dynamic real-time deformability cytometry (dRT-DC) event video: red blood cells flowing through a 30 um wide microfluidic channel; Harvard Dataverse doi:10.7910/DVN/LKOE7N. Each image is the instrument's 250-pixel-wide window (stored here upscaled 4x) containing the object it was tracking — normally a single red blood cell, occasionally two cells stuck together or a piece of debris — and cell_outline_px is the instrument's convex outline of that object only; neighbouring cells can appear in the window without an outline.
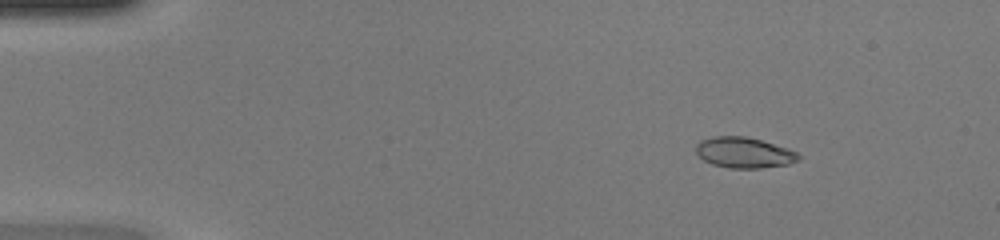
{"species": "common noctule bat (a hibernating species)", "species_latin": "Nyctalus noctula", "temperature_condition": "warm", "stored_images_in_passage": 48, "camera_frame_rate_fps": 3000, "um_per_image_px": 0.085, "animal": {"sex": "female", "body_mass_g": 20.0, "forearm_length_mm": 54.0}, "frame": {"image": 1, "passage_image": 6, "time_ms": 1.667, "image_size_px": [1000, 240], "cell_outline_px": [[800, 160], [788, 164], [760, 168], [732, 168], [712, 164], [704, 160], [696, 152], [696, 144], [700, 140], [712, 136], [744, 136], [760, 140], [788, 148], [796, 152], [800, 156]], "centroid_in_image_um": [63.24, 12.97], "position_along_channel_um": 21.8, "area_um2": 18.26}}
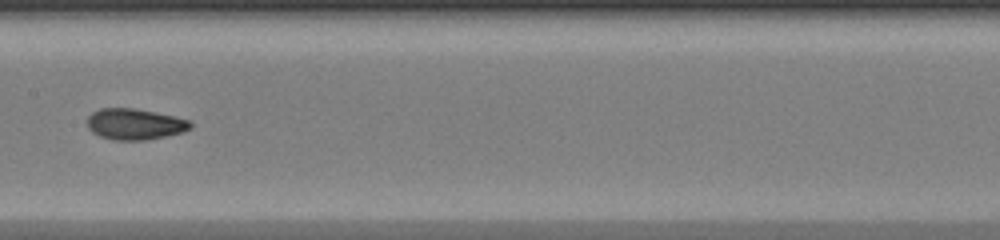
{"frame": {"image": 2, "passage_image": 25, "time_ms": 8.0, "image_size_px": [1000, 240], "cell_outline_px": [[192, 128], [184, 132], [148, 140], [112, 140], [100, 136], [92, 132], [88, 128], [88, 116], [92, 112], [100, 108], [132, 108], [176, 116], [192, 120]], "centroid_in_image_um": [11.5, 10.55], "position_along_channel_um": 195.9, "area_um2": 18.9}}
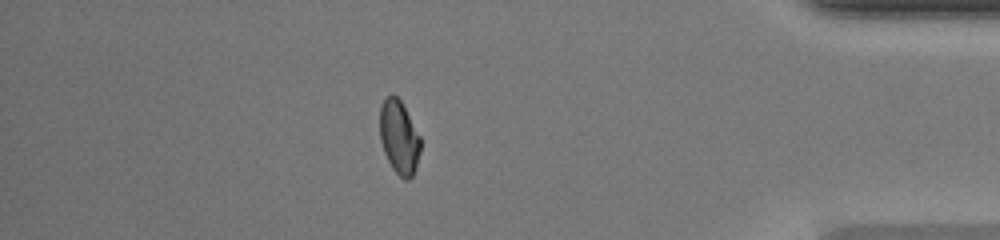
{"frame": {"image": 3, "passage_image": 42, "time_ms": 13.667, "image_size_px": [1000, 240], "cell_outline_px": [[420, 152], [416, 168], [412, 176], [408, 180], [404, 180], [392, 168], [384, 152], [380, 140], [380, 104], [384, 96], [392, 92], [400, 100], [420, 136]], "centroid_in_image_um": [33.9, 11.63], "position_along_channel_um": 401.3, "area_um2": 17.57}, "authors_computed_cell_mechanics": {"area_um2": 18.0625, "velocity_mm_per_s": 4.2717, "shape_relaxation_time_tau1_ms": 3.7838, "shape_relaxation_time_tau2_ms": 1.1893, "deformation_change_tau1": 0.1842, "deformation_change_tau2": 0.0577}}